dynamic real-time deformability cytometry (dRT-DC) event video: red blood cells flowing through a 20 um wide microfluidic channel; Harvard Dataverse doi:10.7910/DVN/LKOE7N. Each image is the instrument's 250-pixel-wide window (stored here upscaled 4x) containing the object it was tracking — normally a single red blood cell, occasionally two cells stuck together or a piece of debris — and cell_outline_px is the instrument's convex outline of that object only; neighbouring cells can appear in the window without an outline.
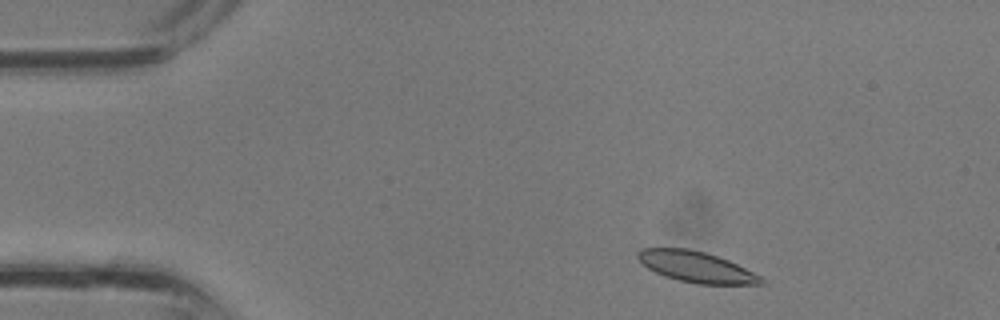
{"species": "common noctule bat (a hibernating species)", "species_latin": "Nyctalus noctula", "temperature_condition": "room temperature", "stored_images_in_passage": 34, "segment_of_instrument_passage": [1, 2], "camera_frame_rate_fps": 3000, "um_per_image_px": 0.085, "animal": {"sex": "male", "body_mass_g": 13.3}, "frame": {"image": 1, "passage_image": 3, "time_ms": 0.667, "image_size_px": [1000, 320], "cell_outline_px": [[764, 284], [696, 284], [664, 276], [648, 268], [636, 256], [636, 252], [640, 248], [688, 248], [704, 252], [728, 260], [764, 276]], "centroid_in_image_um": [59.21, 22.68], "position_along_channel_um": 25.8, "area_um2": 22.2}}
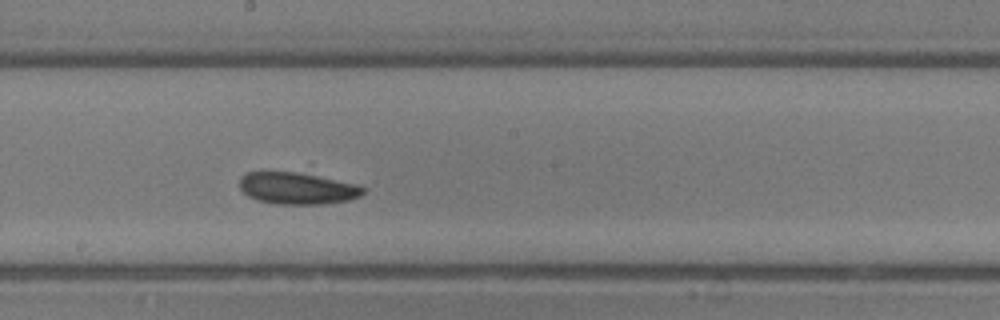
{"frame": {"image": 2, "passage_image": 17, "time_ms": 5.333, "image_size_px": [1000, 320], "cell_outline_px": [[364, 192], [360, 196], [348, 200], [324, 204], [276, 204], [256, 200], [248, 196], [240, 188], [240, 176], [248, 172], [296, 172], [356, 184], [364, 188]], "centroid_in_image_um": [25.23, 16.02], "position_along_channel_um": 223.0, "area_um2": 22.66}}
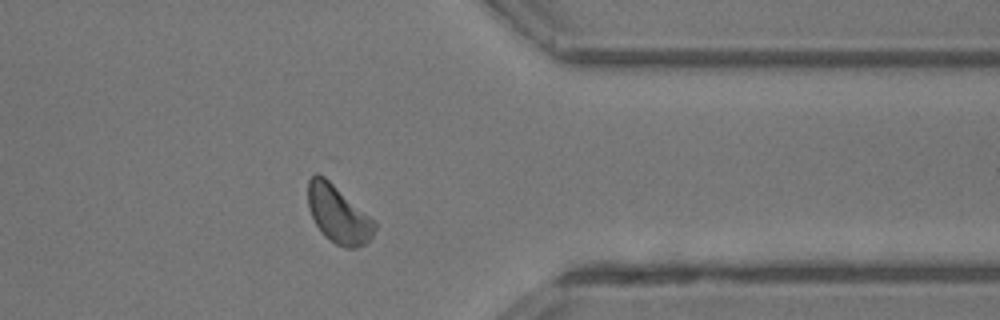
{"frame": {"image": 3, "passage_image": 26, "time_ms": 8.333, "image_size_px": [1000, 320], "cell_outline_px": [[376, 228], [372, 236], [364, 244], [356, 248], [344, 248], [336, 244], [324, 236], [316, 224], [308, 208], [308, 180], [316, 172], [324, 176], [376, 220]], "centroid_in_image_um": [28.76, 18.21], "position_along_channel_um": 382.6, "area_um2": 22.48}}